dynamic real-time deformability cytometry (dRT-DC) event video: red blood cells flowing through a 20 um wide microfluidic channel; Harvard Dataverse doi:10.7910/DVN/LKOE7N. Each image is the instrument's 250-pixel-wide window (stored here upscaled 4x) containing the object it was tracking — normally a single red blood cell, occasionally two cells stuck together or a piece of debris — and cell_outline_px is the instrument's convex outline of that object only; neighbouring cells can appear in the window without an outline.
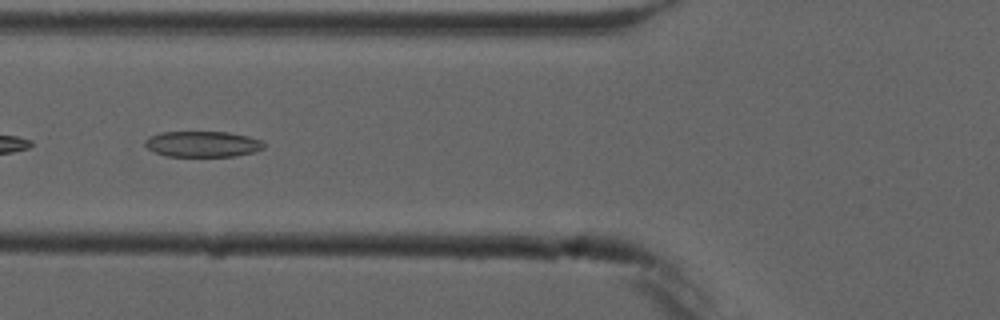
{"species": "common noctule bat (a hibernating species)", "species_latin": "Nyctalus noctula", "temperature_condition": "cold", "stored_images_in_passage": 7, "camera_frame_rate_fps": 3000, "um_per_image_px": 0.085, "animal": {"sex": "male", "forearm_length_mm": 52.5}, "frame": {"image": 1, "passage_image": 5, "time_ms": 4.667, "image_size_px": [1000, 320], "cell_outline_px": [[264, 148], [256, 152], [236, 156], [168, 156], [156, 152], [148, 148], [144, 144], [144, 140], [148, 136], [160, 132], [228, 132], [248, 136], [260, 140], [264, 144]], "centroid_in_image_um": [17.22, 12.24], "position_along_channel_um": 108.6, "area_um2": 17.92}}
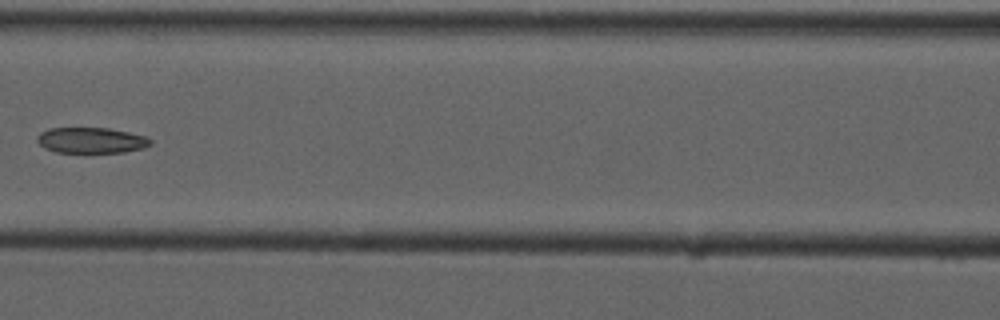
{"frame": {"image": 2, "passage_image": 6, "time_ms": 6.0, "image_size_px": [1000, 320], "cell_outline_px": [[152, 144], [144, 148], [124, 152], [84, 156], [56, 152], [44, 148], [36, 140], [36, 136], [40, 132], [48, 128], [108, 128], [128, 132], [144, 136], [152, 140]], "centroid_in_image_um": [7.72, 11.98], "position_along_channel_um": 158.9, "area_um2": 17.98}}
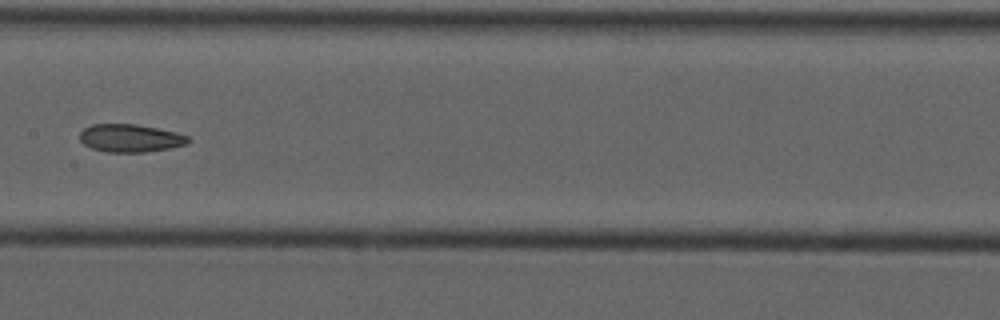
{"frame": {"image": 3, "passage_image": 7, "time_ms": 7.0, "image_size_px": [1000, 320], "cell_outline_px": [[192, 140], [188, 144], [168, 148], [144, 152], [108, 152], [92, 148], [84, 144], [80, 140], [80, 132], [84, 128], [92, 124], [136, 124], [176, 132], [188, 136]], "centroid_in_image_um": [11.09, 11.74], "position_along_channel_um": 196.3, "area_um2": 17.57}}